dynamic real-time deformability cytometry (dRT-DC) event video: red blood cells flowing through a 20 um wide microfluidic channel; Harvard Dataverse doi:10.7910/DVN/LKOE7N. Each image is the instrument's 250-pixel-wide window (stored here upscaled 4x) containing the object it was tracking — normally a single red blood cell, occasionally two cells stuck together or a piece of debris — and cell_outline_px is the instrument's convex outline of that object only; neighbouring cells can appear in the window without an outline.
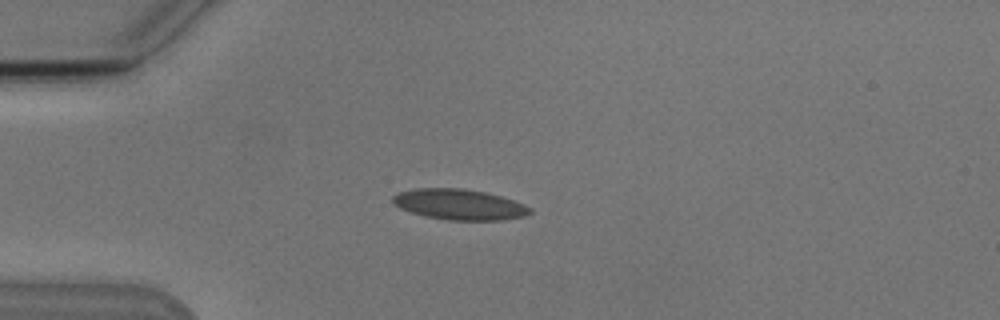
{"species": "Egyptian fruit bat (a non-hibernating species)", "species_latin": "Rousettus aegyptiacus", "temperature_condition": "cold", "stored_images_in_passage": 5, "camera_frame_rate_fps": 3000, "um_per_image_px": 0.085, "animal": {"sex": "male"}, "frame": {"image": 1, "passage_image": 3, "time_ms": 2.333, "image_size_px": [1000, 320], "cell_outline_px": [[532, 212], [524, 216], [504, 220], [448, 220], [424, 216], [400, 208], [392, 204], [392, 196], [400, 192], [416, 188], [464, 188], [484, 192], [500, 196], [524, 204], [532, 208]], "centroid_in_image_um": [39.03, 17.38], "position_along_channel_um": 46.0, "area_um2": 24.51}}